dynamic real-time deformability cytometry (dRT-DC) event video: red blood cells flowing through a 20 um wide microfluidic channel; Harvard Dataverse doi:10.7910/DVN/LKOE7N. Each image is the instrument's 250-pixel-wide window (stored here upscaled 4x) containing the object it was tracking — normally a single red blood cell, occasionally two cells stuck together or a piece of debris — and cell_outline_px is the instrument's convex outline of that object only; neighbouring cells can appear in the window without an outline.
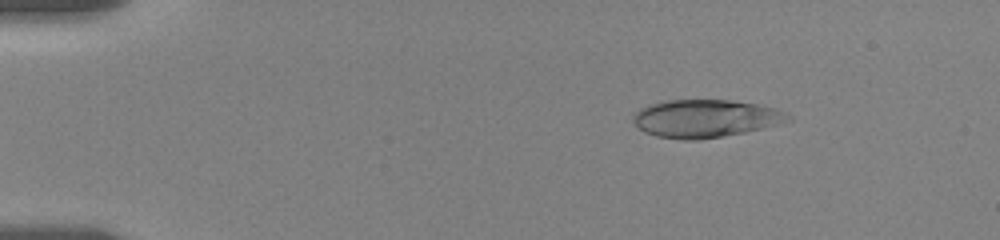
{"species": "human", "species_latin": "Homo sapiens", "temperature_condition": "room temperature", "stored_images_in_passage": 57, "camera_frame_rate_fps": 3000, "um_per_image_px": 0.085, "donor": {"sex": "female"}, "frame": {"image": 1, "passage_image": 9, "time_ms": 2.667, "image_size_px": [1000, 240], "cell_outline_px": [[792, 120], [744, 132], [696, 140], [680, 140], [656, 136], [644, 132], [632, 124], [632, 116], [640, 108], [648, 104], [668, 100], [732, 100], [756, 104], [776, 108], [788, 112], [792, 116]], "centroid_in_image_um": [59.92, 10.06], "position_along_channel_um": 25.1, "area_um2": 34.28}}
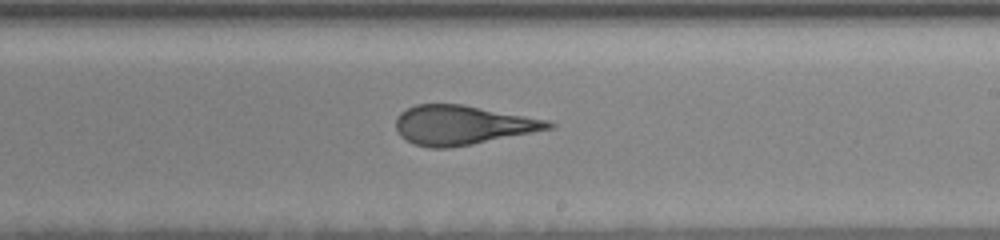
{"frame": {"image": 2, "passage_image": 35, "time_ms": 11.333, "image_size_px": [1000, 240], "cell_outline_px": [[556, 124], [552, 128], [472, 144], [448, 148], [432, 148], [412, 144], [400, 136], [396, 128], [396, 116], [400, 112], [416, 104], [460, 104], [548, 120]], "centroid_in_image_um": [39.24, 10.63], "position_along_channel_um": 249.8, "area_um2": 34.62}}
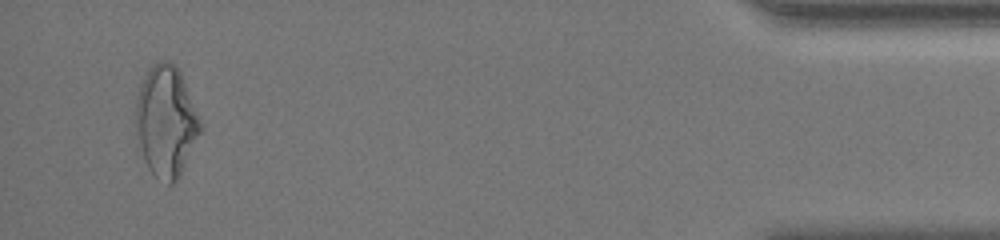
{"frame": {"image": 3, "passage_image": 55, "time_ms": 18.0, "image_size_px": [1000, 240], "cell_outline_px": [[200, 132], [184, 168], [180, 176], [172, 184], [168, 184], [152, 176], [144, 160], [140, 144], [136, 124], [136, 96], [140, 84], [148, 68], [152, 64], [160, 60], [168, 60], [176, 64], [180, 72], [200, 120]], "centroid_in_image_um": [14.09, 10.3], "position_along_channel_um": 421.1, "area_um2": 41.44}, "authors_computed_cell_mechanics": {"area_um2": 35.3158, "velocity_mm_per_s": 3.5572, "shape_relaxation_time_tau1_ms": null, "shape_relaxation_time_tau2_ms": 1.4325, "deformation_change_tau1": null, "deformation_change_tau2": 0.1021}}